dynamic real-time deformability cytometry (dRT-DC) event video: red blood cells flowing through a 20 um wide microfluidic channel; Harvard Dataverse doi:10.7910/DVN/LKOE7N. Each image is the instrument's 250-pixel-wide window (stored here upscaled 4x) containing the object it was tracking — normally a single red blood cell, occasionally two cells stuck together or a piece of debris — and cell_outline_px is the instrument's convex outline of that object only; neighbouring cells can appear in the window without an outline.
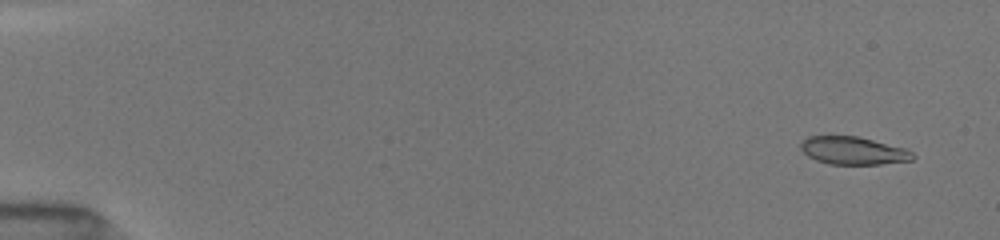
{"species": "common noctule bat (a hibernating species)", "species_latin": "Nyctalus noctula", "temperature_condition": "room temperature", "stored_images_in_passage": 52, "camera_frame_rate_fps": 3000, "um_per_image_px": 0.085, "animal": {"sex": "female", "body_mass_g": 19.5, "forearm_length_mm": 54.1}, "frame": {"image": 1, "passage_image": 3, "time_ms": 0.667, "image_size_px": [1000, 240], "cell_outline_px": [[916, 156], [912, 160], [880, 164], [828, 164], [816, 160], [808, 156], [800, 148], [800, 144], [808, 136], [856, 136], [904, 148], [912, 152]], "centroid_in_image_um": [72.51, 12.81], "position_along_channel_um": 12.5, "area_um2": 17.98}}
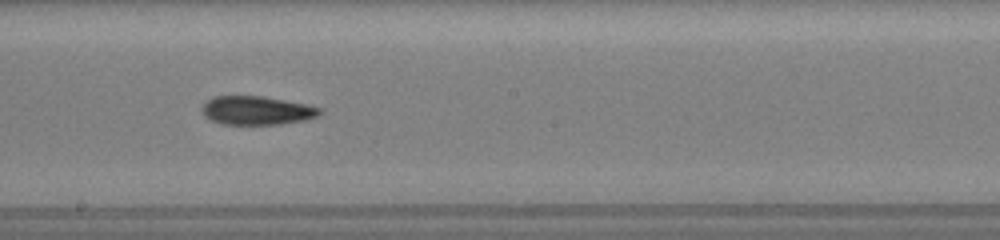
{"frame": {"image": 2, "passage_image": 30, "time_ms": 9.667, "image_size_px": [1000, 240], "cell_outline_px": [[324, 112], [316, 116], [304, 120], [280, 124], [224, 124], [212, 120], [204, 116], [200, 108], [212, 96], [264, 96], [308, 104], [324, 108]], "centroid_in_image_um": [21.86, 9.38], "position_along_channel_um": 226.3, "area_um2": 19.83}}
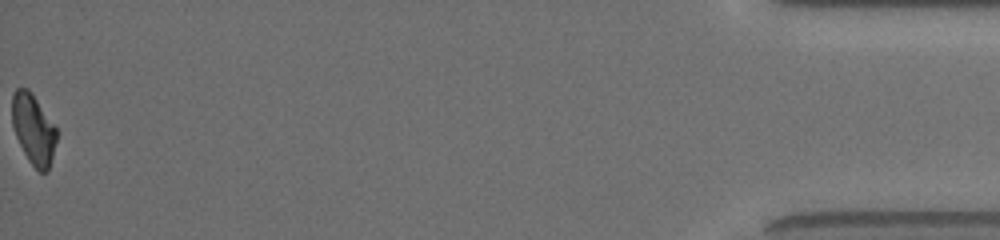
{"frame": {"image": 3, "passage_image": 52, "time_ms": 17.0, "image_size_px": [1000, 240], "cell_outline_px": [[56, 140], [48, 172], [40, 172], [28, 160], [16, 136], [12, 124], [12, 96], [16, 88], [28, 88], [32, 92], [56, 128]], "centroid_in_image_um": [2.83, 10.96], "position_along_channel_um": 432.4, "area_um2": 17.98}, "authors_computed_cell_mechanics": {"area_um2": 19.4786, "velocity_mm_per_s": 4.0298, "shape_relaxation_time_tau1_ms": null, "shape_relaxation_time_tau2_ms": 8.3193, "deformation_change_tau1": null, "deformation_change_tau2": 0.1591}}